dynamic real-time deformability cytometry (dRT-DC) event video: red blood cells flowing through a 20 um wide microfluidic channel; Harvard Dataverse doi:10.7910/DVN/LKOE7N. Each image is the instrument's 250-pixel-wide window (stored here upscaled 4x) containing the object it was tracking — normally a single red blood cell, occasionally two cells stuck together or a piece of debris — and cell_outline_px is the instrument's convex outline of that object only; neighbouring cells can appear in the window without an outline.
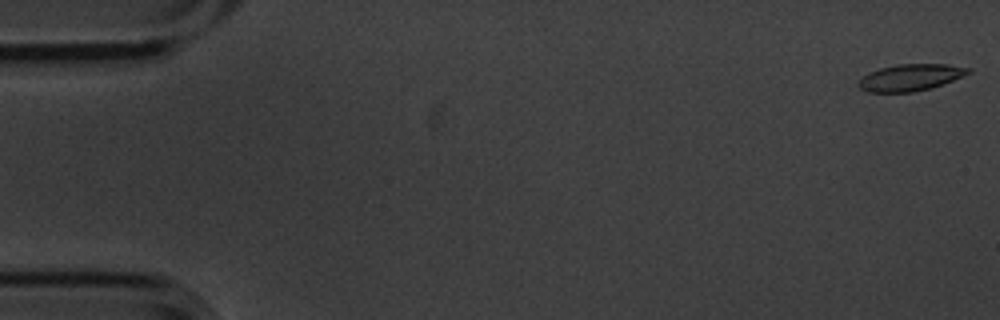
{"species": "common noctule bat (a hibernating species)", "species_latin": "Nyctalus noctula", "temperature_condition": "cold", "stored_images_in_passage": 7, "camera_frame_rate_fps": 3000, "um_per_image_px": 0.085, "animal": {"sex": "male", "body_mass_g": 20.1, "forearm_length_mm": 53.5}, "frame": {"image": 1, "passage_image": 1, "time_ms": 0.0, "image_size_px": [1000, 320], "cell_outline_px": [[972, 72], [932, 88], [912, 92], [868, 92], [860, 88], [856, 84], [868, 72], [880, 68], [896, 64], [948, 64], [972, 68]], "centroid_in_image_um": [77.39, 6.58], "position_along_channel_um": 7.6, "area_um2": 17.11}}
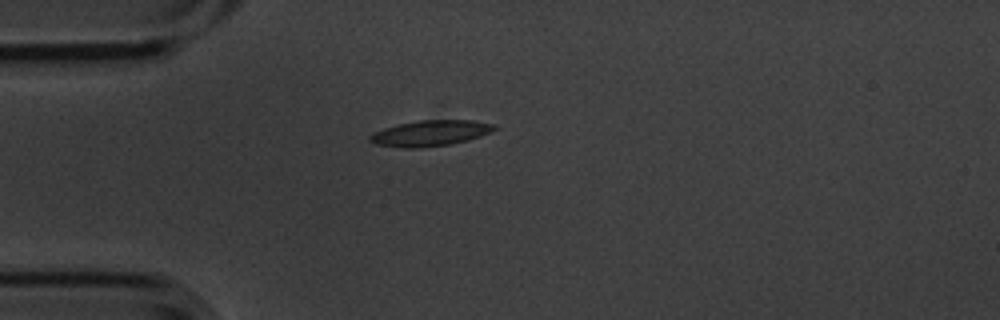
{"frame": {"image": 2, "passage_image": 5, "time_ms": 1.333, "image_size_px": [1000, 320], "cell_outline_px": [[496, 128], [492, 132], [468, 140], [452, 144], [420, 148], [404, 148], [376, 144], [368, 140], [368, 136], [372, 132], [384, 128], [400, 124], [420, 120], [472, 120], [496, 124]], "centroid_in_image_um": [36.58, 11.32], "position_along_channel_um": 48.4, "area_um2": 18.79}}
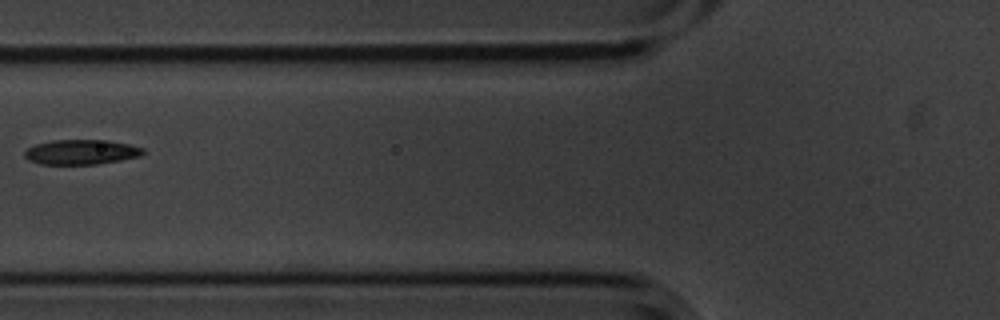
{"frame": {"image": 3, "passage_image": 7, "time_ms": 2.0, "image_size_px": [1000, 320], "cell_outline_px": [[144, 152], [140, 156], [120, 160], [96, 164], [40, 164], [28, 160], [24, 156], [24, 152], [28, 148], [36, 144], [52, 140], [108, 140], [128, 144], [144, 148]], "centroid_in_image_um": [6.89, 12.92], "position_along_channel_um": 118.9, "area_um2": 17.11}}